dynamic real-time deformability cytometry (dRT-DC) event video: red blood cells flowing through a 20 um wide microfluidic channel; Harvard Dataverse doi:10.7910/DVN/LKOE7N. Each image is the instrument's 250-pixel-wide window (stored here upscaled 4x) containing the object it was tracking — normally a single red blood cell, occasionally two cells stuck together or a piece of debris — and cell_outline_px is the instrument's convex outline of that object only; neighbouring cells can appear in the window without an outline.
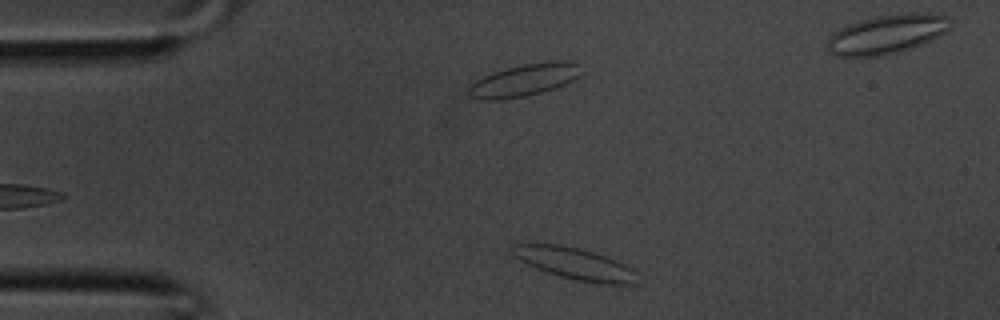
{"species": "common noctule bat (a hibernating species)", "species_latin": "Nyctalus noctula", "temperature_condition": "room temperature", "stored_images_in_passage": 27, "camera_frame_rate_fps": 3000, "um_per_image_px": 0.085, "animal": {"sex": "male", "body_mass_g": 20.1, "forearm_length_mm": 53.5}, "frame": {"image": 1, "passage_image": 1, "time_ms": 0.0, "image_size_px": [1000, 320], "cell_outline_px": [[636, 284], [600, 284], [576, 280], [560, 276], [536, 268], [512, 256], [508, 248], [512, 244], [560, 244], [580, 248], [604, 256], [624, 264], [628, 268]], "centroid_in_image_um": [48.71, 22.38], "position_along_channel_um": 36.3, "area_um2": 22.6}}
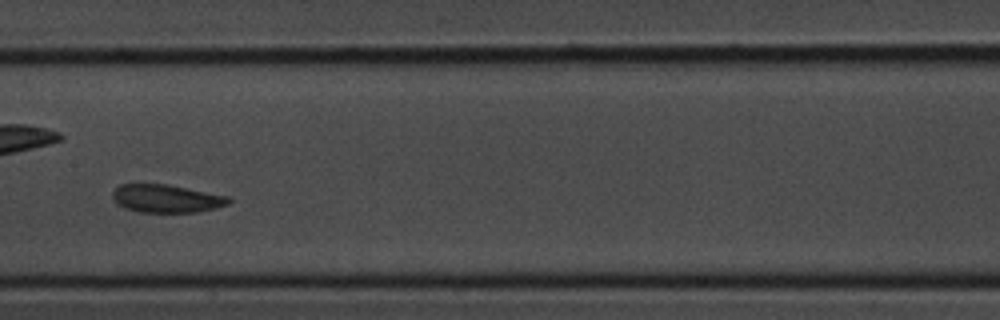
{"frame": {"image": 2, "passage_image": 12, "time_ms": 3.667, "image_size_px": [1000, 320], "cell_outline_px": [[232, 200], [228, 204], [216, 208], [196, 212], [140, 212], [124, 208], [116, 204], [112, 196], [112, 192], [120, 184], [168, 184], [228, 196]], "centroid_in_image_um": [14.13, 16.88], "position_along_channel_um": 193.3, "area_um2": 19.02}}
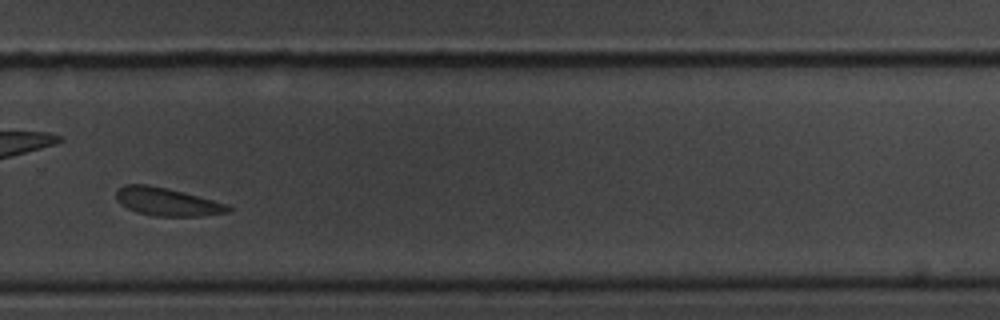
{"frame": {"image": 3, "passage_image": 19, "time_ms": 6.0, "image_size_px": [1000, 320], "cell_outline_px": [[232, 208], [228, 212], [200, 216], [152, 216], [136, 212], [120, 204], [116, 200], [116, 192], [120, 188], [128, 184], [148, 184], [168, 188], [228, 204]], "centroid_in_image_um": [14.19, 17.15], "position_along_channel_um": 315.6, "area_um2": 18.26}}